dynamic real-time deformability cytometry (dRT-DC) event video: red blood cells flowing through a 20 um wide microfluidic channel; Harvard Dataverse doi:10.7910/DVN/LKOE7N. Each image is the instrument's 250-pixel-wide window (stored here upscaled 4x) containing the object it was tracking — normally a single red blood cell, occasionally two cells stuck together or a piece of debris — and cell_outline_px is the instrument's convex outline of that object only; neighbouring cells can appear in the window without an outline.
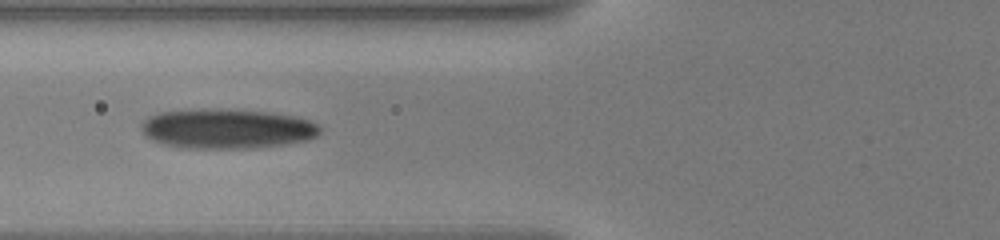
{"species": "human", "species_latin": "Homo sapiens", "temperature_condition": "warm", "stored_images_in_passage": 5, "camera_frame_rate_fps": 3000, "um_per_image_px": 0.085, "donor": {"sex": "male"}, "frame": {"image": 1, "passage_image": 4, "time_ms": 2.667, "image_size_px": [1000, 240], "cell_outline_px": [[320, 132], [316, 136], [308, 140], [284, 144], [256, 148], [180, 148], [164, 144], [152, 140], [140, 128], [140, 124], [148, 116], [160, 112], [204, 108], [228, 108], [268, 112], [296, 116], [308, 120], [316, 124], [320, 128]], "centroid_in_image_um": [19.27, 10.93], "position_along_channel_um": 106.5, "area_um2": 41.79}}